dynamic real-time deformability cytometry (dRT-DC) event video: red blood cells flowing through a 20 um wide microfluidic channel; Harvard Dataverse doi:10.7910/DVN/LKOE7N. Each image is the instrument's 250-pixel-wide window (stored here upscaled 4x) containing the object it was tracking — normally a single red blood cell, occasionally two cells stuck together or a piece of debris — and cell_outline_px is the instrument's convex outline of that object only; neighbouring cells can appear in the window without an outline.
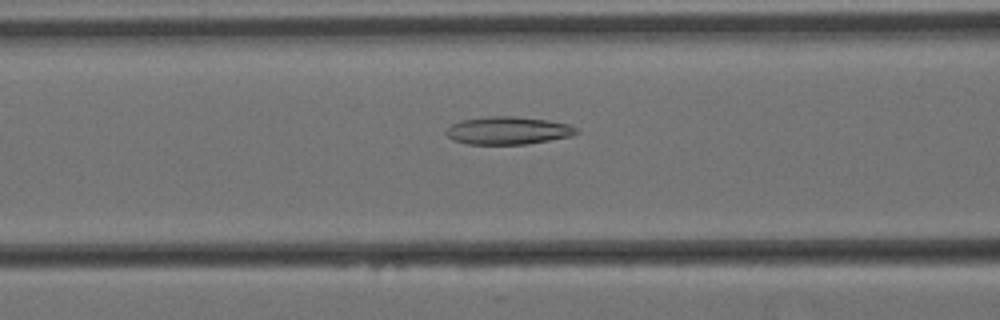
{"species": "Egyptian fruit bat (a non-hibernating species)", "species_latin": "Rousettus aegyptiacus", "temperature_condition": "cold", "stored_images_in_passage": 42, "camera_frame_rate_fps": 3000, "um_per_image_px": 0.085, "animal": {"sex": "female"}, "frame": {"image": 1, "passage_image": 17, "time_ms": 5.333, "image_size_px": [1000, 320], "cell_outline_px": [[580, 132], [572, 136], [528, 144], [468, 144], [452, 140], [444, 132], [452, 124], [460, 120], [492, 116], [512, 116], [548, 120], [568, 124], [576, 128]], "centroid_in_image_um": [43.18, 11.1], "position_along_channel_um": 123.4, "area_um2": 21.1}}
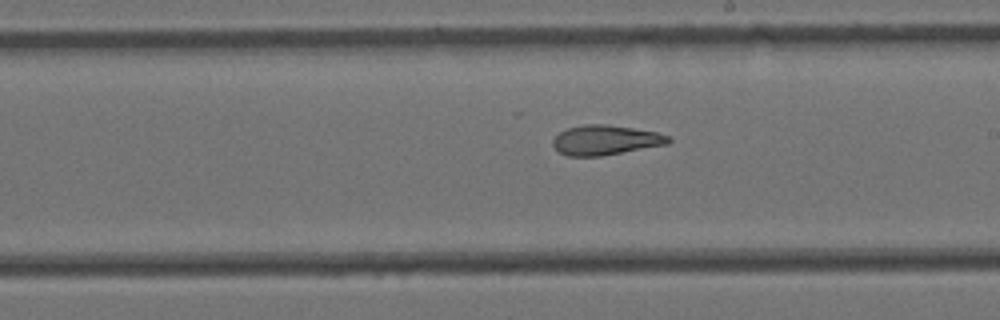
{"frame": {"image": 2, "passage_image": 27, "time_ms": 8.667, "image_size_px": [1000, 320], "cell_outline_px": [[672, 140], [668, 144], [600, 156], [568, 156], [560, 152], [552, 144], [552, 140], [560, 132], [568, 128], [584, 124], [604, 124], [632, 128], [656, 132], [668, 136]], "centroid_in_image_um": [51.46, 11.9], "position_along_channel_um": 237.5, "area_um2": 19.83}}
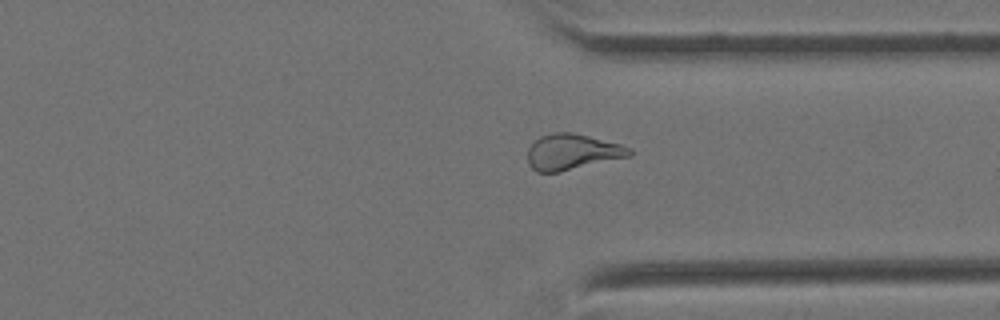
{"frame": {"image": 3, "passage_image": 38, "time_ms": 12.333, "image_size_px": [1000, 320], "cell_outline_px": [[632, 156], [560, 172], [536, 172], [528, 164], [528, 148], [540, 136], [552, 132], [572, 132], [620, 144], [632, 148]], "centroid_in_image_um": [48.65, 12.92], "position_along_channel_um": 362.8, "area_um2": 21.33}}